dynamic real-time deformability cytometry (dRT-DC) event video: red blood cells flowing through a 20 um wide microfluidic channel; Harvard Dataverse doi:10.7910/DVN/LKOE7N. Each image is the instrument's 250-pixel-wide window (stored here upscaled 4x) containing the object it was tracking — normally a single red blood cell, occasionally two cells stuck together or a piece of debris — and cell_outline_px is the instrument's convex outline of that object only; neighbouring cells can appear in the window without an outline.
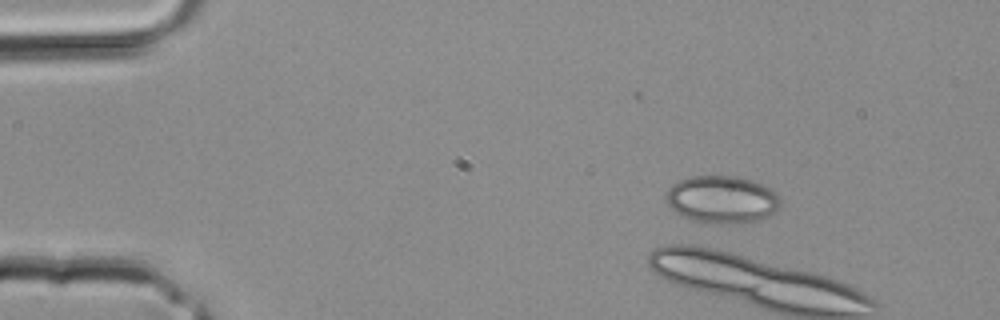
{"species": "common noctule bat (a hibernating species)", "species_latin": "Nyctalus noctula", "temperature_condition": "room temperature", "stored_images_in_passage": 3, "camera_frame_rate_fps": 3000, "um_per_image_px": 0.085, "animal": {"sex": "male", "body_mass_g": 20.4}, "frame": {"image": 1, "passage_image": 1, "time_ms": 0.0, "image_size_px": [1000, 320], "cell_outline_px": [[780, 204], [768, 216], [756, 220], [724, 224], [716, 224], [692, 220], [680, 216], [668, 204], [664, 196], [668, 188], [672, 184], [680, 180], [692, 176], [736, 176], [752, 180], [764, 184], [780, 200]], "centroid_in_image_um": [61.3, 16.95], "position_along_channel_um": 23.7, "area_um2": 31.39}}